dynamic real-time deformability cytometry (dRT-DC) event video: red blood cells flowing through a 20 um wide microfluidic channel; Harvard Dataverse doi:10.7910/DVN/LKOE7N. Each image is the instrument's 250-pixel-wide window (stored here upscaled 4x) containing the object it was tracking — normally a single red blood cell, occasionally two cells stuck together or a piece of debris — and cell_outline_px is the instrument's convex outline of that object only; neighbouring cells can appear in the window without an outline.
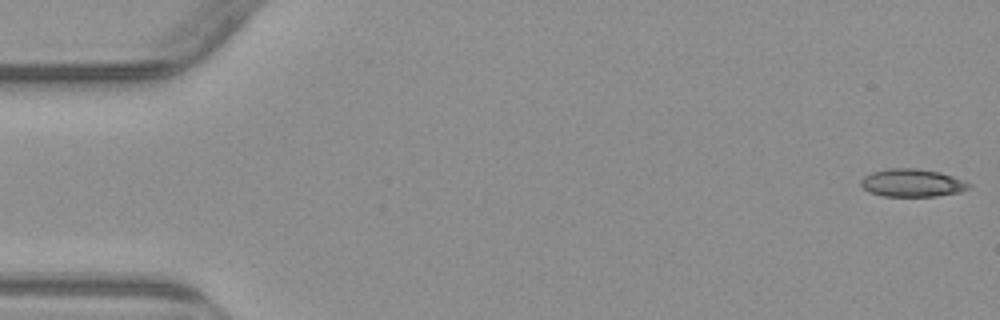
{"species": "common noctule bat (a hibernating species)", "species_latin": "Nyctalus noctula", "temperature_condition": "warm", "stored_images_in_passage": 54, "camera_frame_rate_fps": 3000, "um_per_image_px": 0.085, "animal": {"sex": "male", "body_mass_g": 23.1, "forearm_length_mm": 52.7}, "frame": {"image": 1, "passage_image": 1, "time_ms": 0.0, "image_size_px": [1000, 320], "cell_outline_px": [[972, 188], [960, 192], [936, 196], [884, 196], [868, 192], [860, 184], [860, 180], [864, 176], [872, 172], [888, 168], [912, 168], [940, 172], [964, 180], [972, 184]], "centroid_in_image_um": [77.55, 15.55], "position_along_channel_um": 7.4, "area_um2": 17.63}}
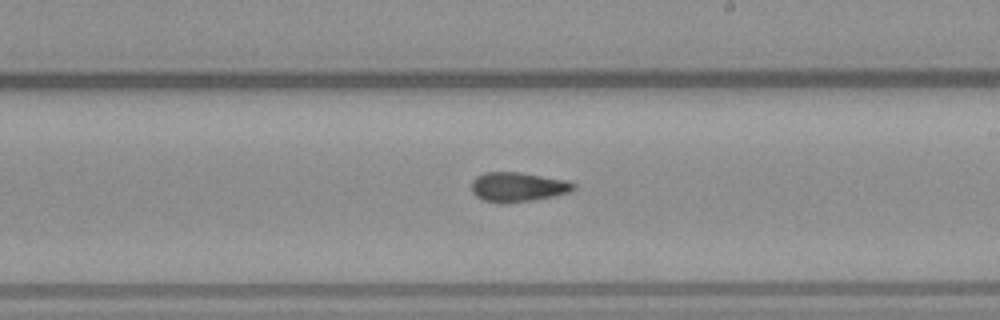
{"frame": {"image": 2, "passage_image": 31, "time_ms": 10.0, "image_size_px": [1000, 320], "cell_outline_px": [[576, 188], [568, 192], [552, 196], [532, 200], [504, 204], [500, 204], [484, 200], [476, 196], [472, 192], [472, 180], [476, 176], [484, 172], [520, 172], [568, 180], [576, 184]], "centroid_in_image_um": [44.0, 15.89], "position_along_channel_um": 245.0, "area_um2": 17.69}}
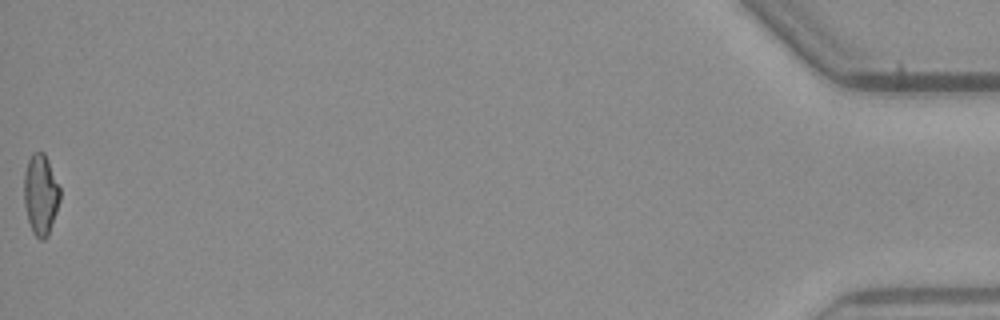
{"frame": {"image": 3, "passage_image": 54, "time_ms": 17.667, "image_size_px": [1000, 320], "cell_outline_px": [[60, 200], [48, 236], [44, 240], [40, 240], [32, 232], [28, 220], [24, 204], [24, 172], [28, 160], [32, 152], [44, 152], [48, 160], [60, 188]], "centroid_in_image_um": [3.45, 16.54], "position_along_channel_um": 431.8, "area_um2": 16.94}, "authors_computed_cell_mechanics": {"area_um2": 17.3978, "velocity_mm_per_s": 3.8545, "shape_relaxation_time_tau1_ms": null, "shape_relaxation_time_tau2_ms": 2.4061, "deformation_change_tau1": null, "deformation_change_tau2": 0.091}}